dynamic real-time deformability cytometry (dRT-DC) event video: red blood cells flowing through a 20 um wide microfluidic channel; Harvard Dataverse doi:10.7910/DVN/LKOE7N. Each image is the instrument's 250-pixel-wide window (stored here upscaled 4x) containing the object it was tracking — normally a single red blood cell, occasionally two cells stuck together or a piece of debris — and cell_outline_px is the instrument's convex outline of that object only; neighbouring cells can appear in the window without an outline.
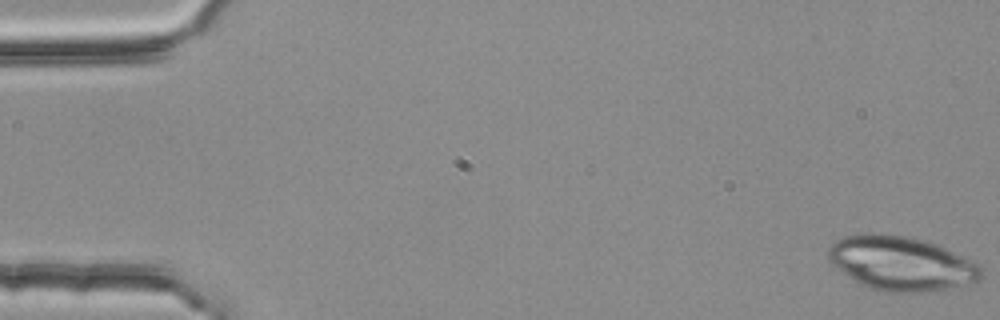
{"species": "common noctule bat (a hibernating species)", "species_latin": "Nyctalus noctula", "temperature_condition": "room temperature", "stored_images_in_passage": 52, "camera_frame_rate_fps": 3000, "um_per_image_px": 0.085, "animal": {"sex": "female", "body_mass_g": 25.1}, "frame": {"image": 1, "passage_image": 1, "time_ms": 0.0, "image_size_px": [1000, 320], "cell_outline_px": [[984, 272], [976, 280], [944, 288], [916, 292], [884, 292], [860, 284], [836, 268], [828, 260], [828, 248], [836, 240], [844, 236], [860, 232], [876, 232], [904, 236], [928, 240], [964, 256], [980, 264]], "centroid_in_image_um": [76.54, 22.34], "position_along_channel_um": 8.5, "area_um2": 48.21}}
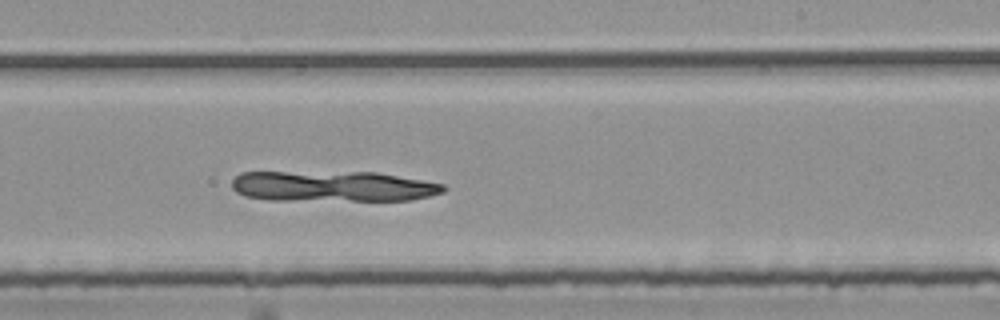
{"frame": {"image": 2, "passage_image": 33, "time_ms": 10.667, "image_size_px": [1000, 320], "cell_outline_px": [[448, 188], [444, 192], [428, 196], [408, 200], [264, 200], [244, 196], [236, 192], [232, 188], [232, 180], [240, 172], [376, 172], [424, 180], [444, 184]], "centroid_in_image_um": [28.27, 15.83], "position_along_channel_um": 260.7, "area_um2": 38.03}}
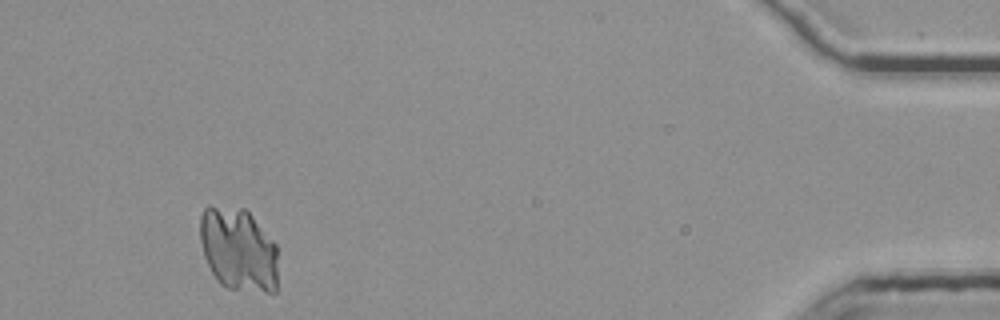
{"frame": {"image": 3, "passage_image": 51, "time_ms": 16.667, "image_size_px": [1000, 320], "cell_outline_px": [[276, 292], [264, 292], [228, 288], [220, 284], [216, 280], [204, 256], [200, 240], [200, 216], [204, 208], [208, 204], [244, 208], [248, 212], [276, 244]], "centroid_in_image_um": [20.22, 21.19], "position_along_channel_um": 415.0, "area_um2": 37.97}}